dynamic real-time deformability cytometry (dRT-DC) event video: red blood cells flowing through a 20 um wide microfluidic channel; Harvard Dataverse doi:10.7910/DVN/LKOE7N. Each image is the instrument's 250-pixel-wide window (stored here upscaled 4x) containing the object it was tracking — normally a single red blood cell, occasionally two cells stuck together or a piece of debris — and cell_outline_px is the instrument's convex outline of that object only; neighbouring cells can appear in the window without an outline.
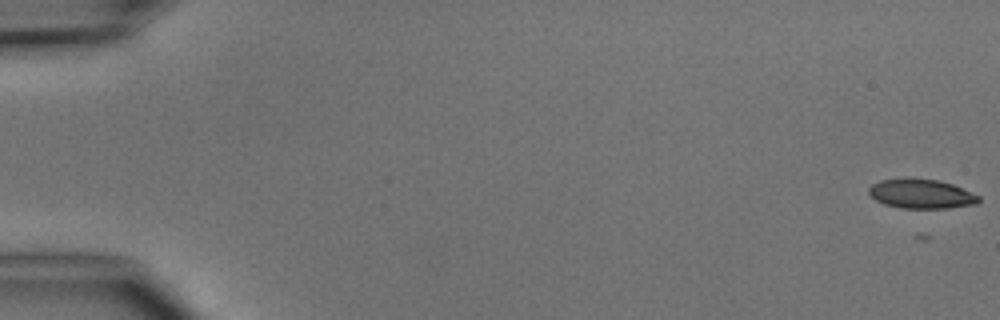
{"species": "common noctule bat (a hibernating species)", "species_latin": "Nyctalus noctula", "temperature_condition": "cold", "stored_images_in_passage": 5, "camera_frame_rate_fps": 3000, "um_per_image_px": 0.085, "animal": {"sex": "male", "body_mass_g": 15.6}, "frame": {"image": 1, "passage_image": 1, "time_ms": 0.0, "image_size_px": [1000, 320], "cell_outline_px": [[980, 200], [976, 204], [948, 208], [900, 208], [884, 204], [876, 200], [868, 192], [868, 188], [872, 184], [880, 180], [940, 180], [952, 184], [980, 196]], "centroid_in_image_um": [78.32, 16.51], "position_along_channel_um": 6.7, "area_um2": 18.32}}
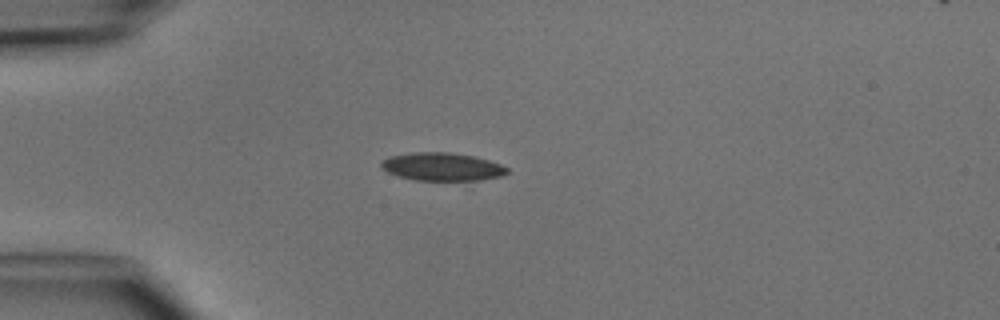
{"frame": {"image": 2, "passage_image": 4, "time_ms": 4.333, "image_size_px": [1000, 320], "cell_outline_px": [[508, 172], [500, 176], [480, 180], [416, 180], [400, 176], [388, 172], [380, 168], [380, 160], [388, 156], [412, 152], [452, 152], [476, 156], [500, 164], [508, 168]], "centroid_in_image_um": [37.54, 14.15], "position_along_channel_um": 47.5, "area_um2": 20.69}}